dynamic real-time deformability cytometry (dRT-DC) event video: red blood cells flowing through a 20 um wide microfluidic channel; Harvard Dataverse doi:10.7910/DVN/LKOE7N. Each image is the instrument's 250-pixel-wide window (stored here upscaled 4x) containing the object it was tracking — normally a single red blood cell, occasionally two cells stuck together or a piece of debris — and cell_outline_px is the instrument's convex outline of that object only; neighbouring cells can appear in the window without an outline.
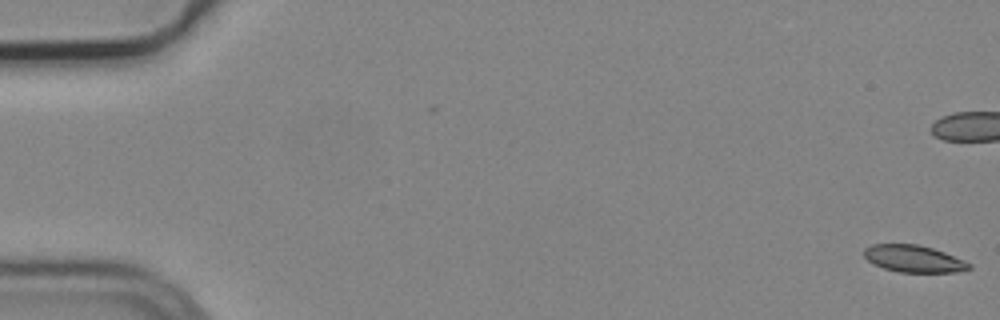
{"species": "common noctule bat (a hibernating species)", "species_latin": "Nyctalus noctula", "temperature_condition": "cold", "stored_images_in_passage": 5, "camera_frame_rate_fps": 3000, "um_per_image_px": 0.085, "animal": {"sex": "male", "body_mass_g": 19.2, "forearm_length_mm": 51.8}, "frame": {"image": 1, "passage_image": 1, "time_ms": 0.0, "image_size_px": [1000, 320], "cell_outline_px": [[972, 268], [956, 272], [900, 272], [884, 268], [872, 264], [864, 256], [864, 248], [872, 244], [916, 244], [932, 248], [944, 252], [964, 260], [972, 264]], "centroid_in_image_um": [77.66, 21.99], "position_along_channel_um": 7.3, "area_um2": 16.53}}